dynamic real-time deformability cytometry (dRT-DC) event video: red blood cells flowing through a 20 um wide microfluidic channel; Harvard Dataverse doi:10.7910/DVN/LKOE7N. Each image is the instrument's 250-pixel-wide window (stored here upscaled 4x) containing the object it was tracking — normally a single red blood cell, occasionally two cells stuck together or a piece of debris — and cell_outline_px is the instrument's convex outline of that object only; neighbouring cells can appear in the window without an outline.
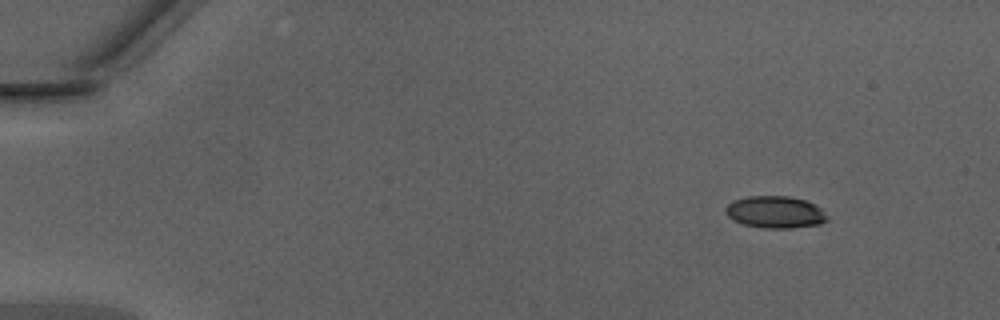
{"species": "Egyptian fruit bat (a non-hibernating species)", "species_latin": "Rousettus aegyptiacus", "temperature_condition": "warm", "stored_images_in_passage": 44, "camera_frame_rate_fps": 3000, "um_per_image_px": 0.085, "animal": {"sex": "male"}, "frame": {"image": 1, "passage_image": 1, "time_ms": 0.0, "image_size_px": [1000, 320], "cell_outline_px": [[828, 220], [820, 224], [792, 228], [764, 228], [744, 224], [732, 220], [724, 212], [724, 208], [732, 200], [748, 196], [788, 196], [804, 200], [820, 208]], "centroid_in_image_um": [65.83, 18.03], "position_along_channel_um": 19.2, "area_um2": 18.9}}
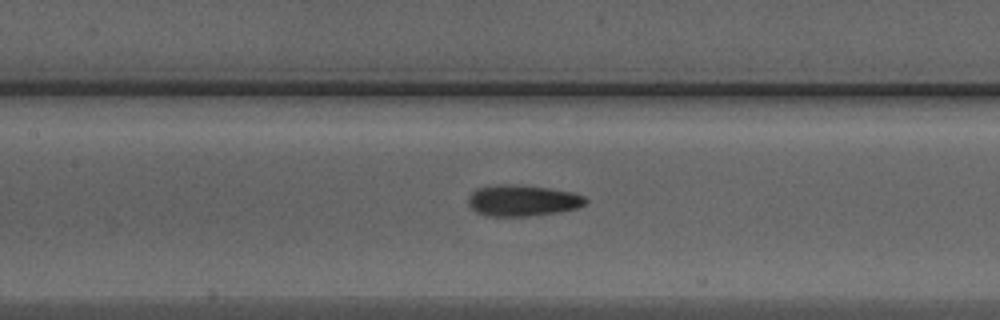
{"frame": {"image": 2, "passage_image": 19, "time_ms": 6.0, "image_size_px": [1000, 320], "cell_outline_px": [[588, 200], [584, 204], [576, 208], [560, 212], [528, 216], [484, 216], [476, 212], [468, 204], [468, 196], [476, 188], [496, 184], [516, 184], [548, 188], [572, 192], [584, 196]], "centroid_in_image_um": [44.38, 17.04], "position_along_channel_um": 163.0, "area_um2": 21.5}}
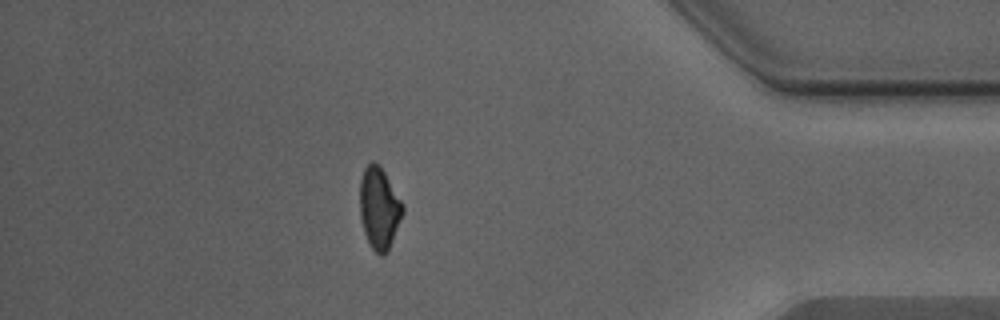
{"frame": {"image": 3, "passage_image": 38, "time_ms": 12.333, "image_size_px": [1000, 320], "cell_outline_px": [[404, 212], [392, 240], [384, 256], [380, 256], [372, 248], [364, 232], [360, 216], [360, 180], [364, 168], [372, 160], [384, 172], [404, 204]], "centroid_in_image_um": [32.23, 17.69], "position_along_channel_um": 403.0, "area_um2": 20.17}, "authors_computed_cell_mechanics": {"area_um2": 20.23, "velocity_mm_per_s": 4.3512, "shape_relaxation_time_tau1_ms": 4.596, "shape_relaxation_time_tau2_ms": 1.6153, "deformation_change_tau1": 0.1444, "deformation_change_tau2": 0.0766}}